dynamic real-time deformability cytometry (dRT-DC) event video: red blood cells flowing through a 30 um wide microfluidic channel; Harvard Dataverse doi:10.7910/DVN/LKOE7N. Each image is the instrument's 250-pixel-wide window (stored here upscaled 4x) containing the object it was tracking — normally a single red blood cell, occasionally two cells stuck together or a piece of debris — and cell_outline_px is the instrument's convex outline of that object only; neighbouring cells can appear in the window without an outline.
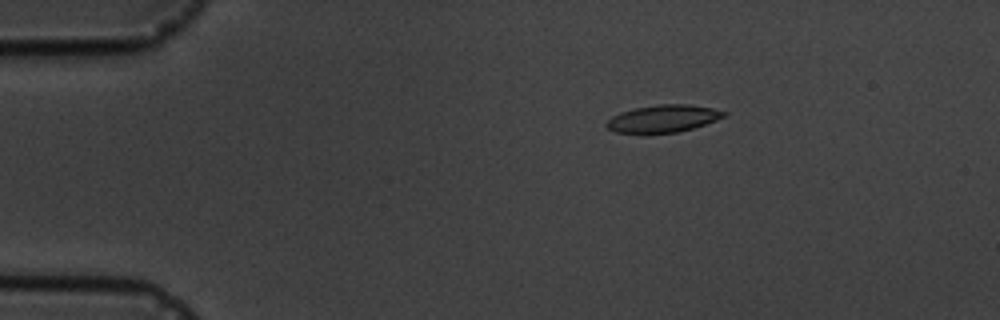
{"species": "common noctule bat (a hibernating species)", "species_latin": "Nyctalus noctula", "temperature_condition": "cold", "stored_images_in_passage": 3, "camera_frame_rate_fps": 3000, "um_per_image_px": 0.085, "animal": {"sex": "male", "body_mass_g": 19.5, "forearm_length_mm": 54.6}, "frame": {"image": 1, "passage_image": 1, "time_ms": 0.0, "image_size_px": [1000, 320], "cell_outline_px": [[728, 112], [724, 116], [716, 120], [692, 128], [676, 132], [644, 136], [616, 132], [608, 128], [604, 124], [612, 116], [620, 112], [636, 108], [660, 104], [688, 104], [712, 108]], "centroid_in_image_um": [56.3, 10.12], "position_along_channel_um": 28.7, "area_um2": 19.13}}